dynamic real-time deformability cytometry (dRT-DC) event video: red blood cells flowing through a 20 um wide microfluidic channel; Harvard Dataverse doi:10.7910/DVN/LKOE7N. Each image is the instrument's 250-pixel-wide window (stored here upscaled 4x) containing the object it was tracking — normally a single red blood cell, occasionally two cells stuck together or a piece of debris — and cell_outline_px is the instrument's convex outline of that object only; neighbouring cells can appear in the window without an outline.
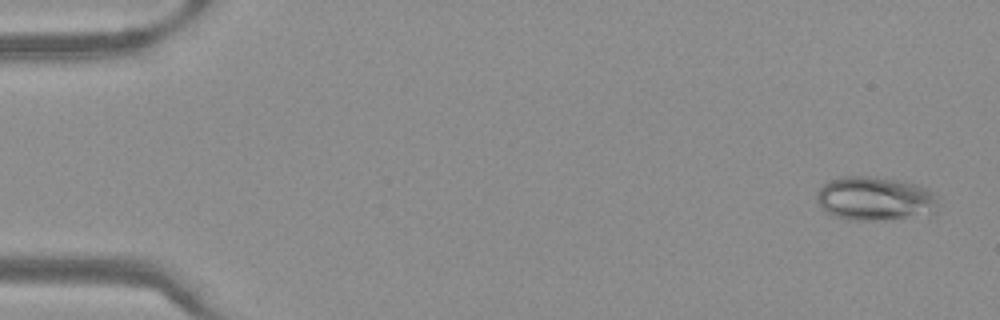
{"species": "Egyptian fruit bat (a non-hibernating species)", "species_latin": "Rousettus aegyptiacus", "temperature_condition": "warm", "stored_images_in_passage": 13, "camera_frame_rate_fps": 3000, "um_per_image_px": 0.085, "frame": {"image": 1, "passage_image": 3, "time_ms": 0.667, "image_size_px": [1000, 320], "cell_outline_px": [[940, 204], [936, 212], [888, 220], [848, 220], [836, 216], [820, 208], [816, 200], [816, 192], [828, 180], [840, 176], [868, 176], [900, 180], [920, 184], [936, 192]], "centroid_in_image_um": [74.41, 16.87], "position_along_channel_um": 10.6, "area_um2": 31.73}}